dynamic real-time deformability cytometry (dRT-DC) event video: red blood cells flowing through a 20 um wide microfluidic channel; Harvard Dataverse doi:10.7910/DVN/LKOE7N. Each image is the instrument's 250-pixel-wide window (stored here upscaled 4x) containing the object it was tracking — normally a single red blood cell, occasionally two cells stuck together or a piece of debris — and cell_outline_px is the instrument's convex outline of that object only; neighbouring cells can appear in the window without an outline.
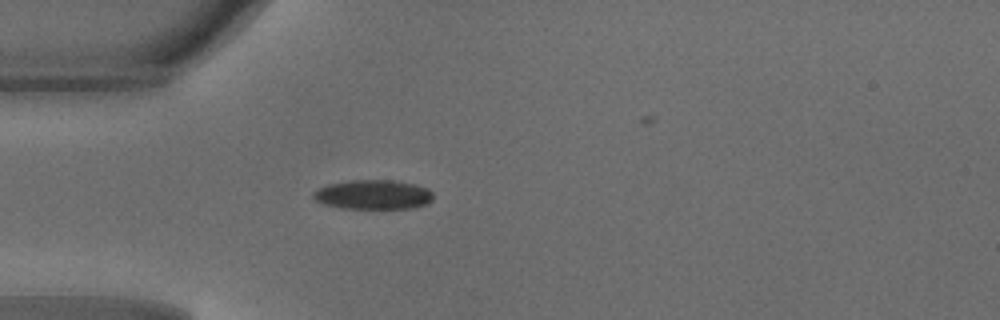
{"species": "common noctule bat (a hibernating species)", "species_latin": "Nyctalus noctula", "temperature_condition": "warm", "stored_images_in_passage": 27, "camera_frame_rate_fps": 3000, "um_per_image_px": 0.085, "animal": {"sex": "male", "body_mass_g": 18.8}, "frame": {"image": 1, "passage_image": 1, "time_ms": 0.0, "image_size_px": [1000, 320], "cell_outline_px": [[432, 200], [428, 204], [412, 208], [340, 208], [324, 204], [316, 200], [312, 196], [312, 192], [328, 184], [352, 180], [392, 180], [416, 184], [428, 188], [432, 192]], "centroid_in_image_um": [31.74, 16.54], "position_along_channel_um": 53.3, "area_um2": 20.58}}
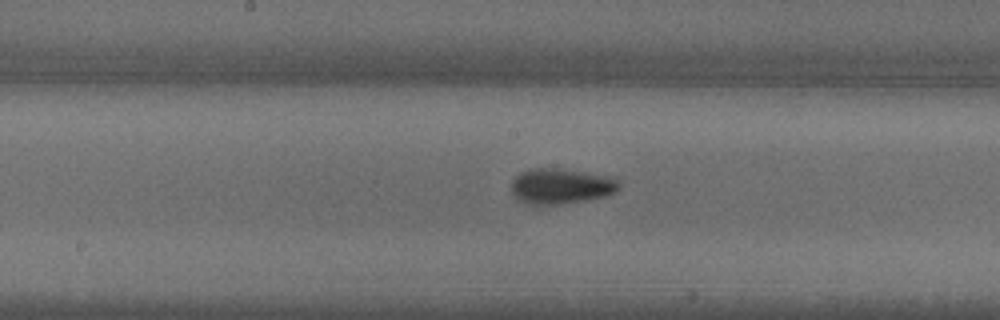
{"frame": {"image": 2, "passage_image": 12, "time_ms": 3.667, "image_size_px": [1000, 320], "cell_outline_px": [[620, 188], [616, 192], [604, 196], [584, 200], [560, 204], [528, 204], [520, 200], [512, 192], [512, 180], [520, 172], [528, 168], [560, 168], [584, 172], [604, 176], [616, 180], [620, 184]], "centroid_in_image_um": [47.65, 15.81], "position_along_channel_um": 200.6, "area_um2": 21.96}}
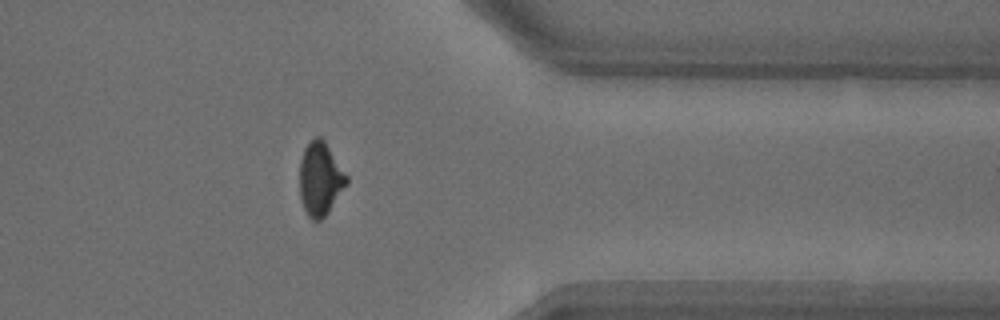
{"frame": {"image": 3, "passage_image": 26, "time_ms": 8.333, "image_size_px": [1000, 320], "cell_outline_px": [[348, 184], [328, 212], [320, 220], [312, 220], [308, 216], [300, 200], [300, 160], [304, 148], [316, 136], [320, 136], [324, 140], [348, 176]], "centroid_in_image_um": [27.22, 15.21], "position_along_channel_um": 384.2, "area_um2": 20.06}}